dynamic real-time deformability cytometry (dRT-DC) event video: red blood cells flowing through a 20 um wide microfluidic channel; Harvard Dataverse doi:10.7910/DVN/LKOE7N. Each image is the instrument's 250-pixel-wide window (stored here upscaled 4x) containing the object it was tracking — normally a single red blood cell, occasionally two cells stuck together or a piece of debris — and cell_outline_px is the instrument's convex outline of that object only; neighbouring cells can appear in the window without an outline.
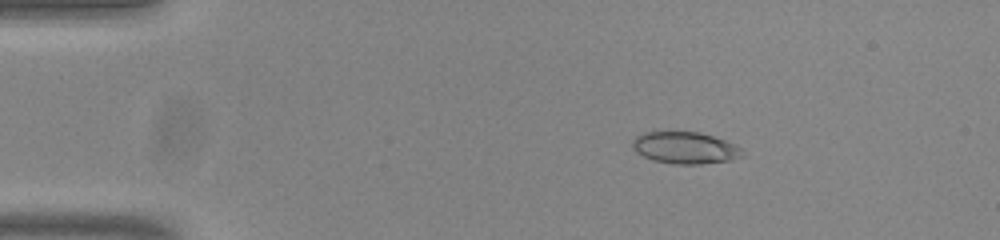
{"species": "common noctule bat (a hibernating species)", "species_latin": "Nyctalus noctula", "temperature_condition": "room temperature", "stored_images_in_passage": 55, "camera_frame_rate_fps": 3000, "um_per_image_px": 0.085, "animal": {"sex": "male", "body_mass_g": 20.0, "forearm_length_mm": 53.3}, "frame": {"image": 1, "passage_image": 10, "time_ms": 3.0, "image_size_px": [1000, 240], "cell_outline_px": [[740, 156], [732, 160], [700, 164], [676, 164], [652, 160], [636, 152], [632, 148], [632, 140], [636, 136], [644, 132], [700, 132], [724, 140], [740, 148]], "centroid_in_image_um": [58.16, 12.56], "position_along_channel_um": 26.8, "area_um2": 20.11}}
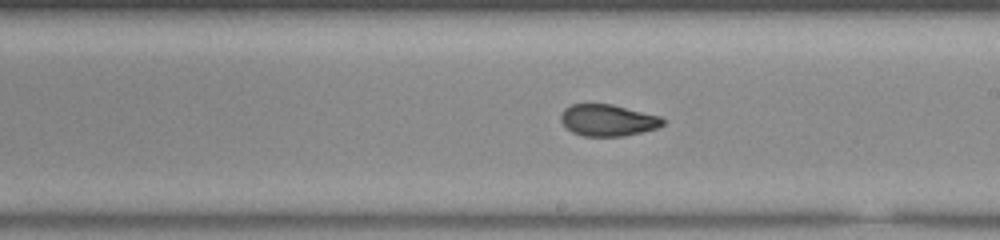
{"frame": {"image": 2, "passage_image": 32, "time_ms": 10.333, "image_size_px": [1000, 240], "cell_outline_px": [[664, 124], [656, 128], [624, 136], [584, 136], [572, 132], [560, 120], [560, 116], [564, 108], [572, 104], [612, 104], [660, 116], [664, 120]], "centroid_in_image_um": [51.65, 10.21], "position_along_channel_um": 237.4, "area_um2": 18.67}}
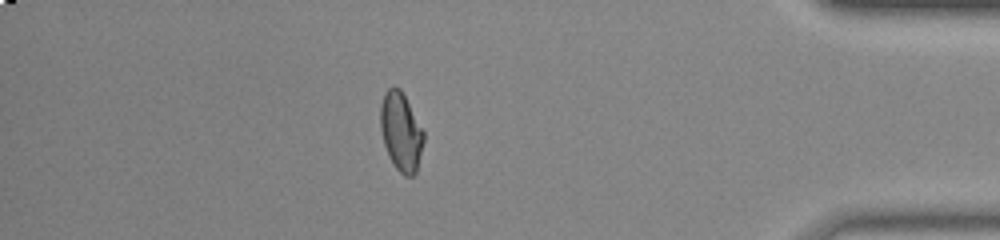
{"frame": {"image": 3, "passage_image": 48, "time_ms": 15.667, "image_size_px": [1000, 240], "cell_outline_px": [[424, 140], [416, 172], [412, 176], [404, 176], [392, 164], [384, 144], [380, 128], [380, 104], [384, 92], [392, 84], [400, 88], [424, 132]], "centroid_in_image_um": [34.06, 11.17], "position_along_channel_um": 401.1, "area_um2": 19.83}, "authors_computed_cell_mechanics": {"area_um2": 19.7676, "velocity_mm_per_s": 3.8011, "shape_relaxation_time_tau1_ms": null, "shape_relaxation_time_tau2_ms": 1.4917, "deformation_change_tau1": null, "deformation_change_tau2": 0.0588}}